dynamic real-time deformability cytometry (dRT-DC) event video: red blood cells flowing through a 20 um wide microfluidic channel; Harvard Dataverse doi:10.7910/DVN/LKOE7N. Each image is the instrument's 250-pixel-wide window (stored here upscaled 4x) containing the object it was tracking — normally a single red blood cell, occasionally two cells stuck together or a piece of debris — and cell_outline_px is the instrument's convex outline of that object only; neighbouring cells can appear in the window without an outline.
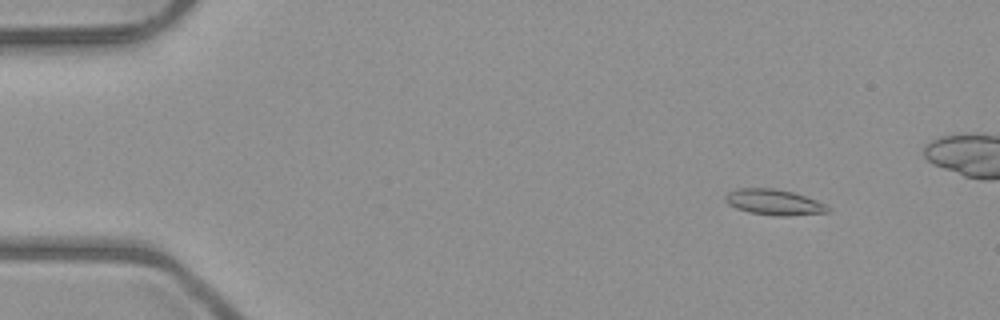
{"species": "common noctule bat (a hibernating species)", "species_latin": "Nyctalus noctula", "temperature_condition": "room temperature", "stored_images_in_passage": 6, "camera_frame_rate_fps": 3000, "um_per_image_px": 0.085, "animal": {"sex": "male", "body_mass_g": 23.1, "forearm_length_mm": 52.7}, "frame": {"image": 1, "passage_image": 2, "time_ms": 1.333, "image_size_px": [1000, 320], "cell_outline_px": [[832, 208], [828, 212], [788, 216], [776, 216], [748, 212], [736, 208], [728, 204], [724, 200], [724, 196], [728, 192], [736, 188], [772, 188], [792, 192], [816, 200]], "centroid_in_image_um": [65.76, 17.19], "position_along_channel_um": 19.2, "area_um2": 15.37}}